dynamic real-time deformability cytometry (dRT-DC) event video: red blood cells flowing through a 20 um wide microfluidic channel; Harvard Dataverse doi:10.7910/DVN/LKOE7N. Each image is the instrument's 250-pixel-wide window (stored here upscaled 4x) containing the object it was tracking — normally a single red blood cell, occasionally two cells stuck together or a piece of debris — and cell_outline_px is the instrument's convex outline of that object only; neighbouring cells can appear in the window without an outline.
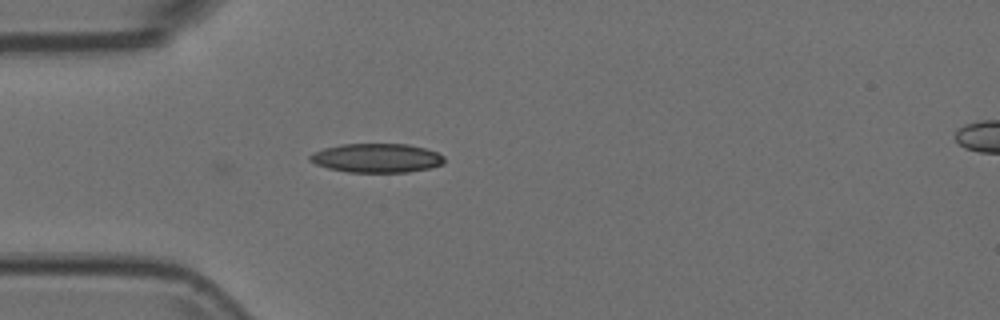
{"species": "Egyptian fruit bat (a non-hibernating species)", "species_latin": "Rousettus aegyptiacus", "temperature_condition": "room temperature", "stored_images_in_passage": 13, "camera_frame_rate_fps": 3000, "um_per_image_px": 0.085, "animal": {"sex": "female"}, "frame": {"image": 1, "passage_image": 13, "time_ms": 4.0, "image_size_px": [1000, 320], "cell_outline_px": [[444, 164], [428, 168], [408, 172], [348, 172], [328, 168], [316, 164], [308, 160], [308, 156], [312, 152], [324, 148], [340, 144], [408, 144], [424, 148], [436, 152], [444, 156]], "centroid_in_image_um": [31.99, 13.43], "position_along_channel_um": 53.0, "area_um2": 22.77}}